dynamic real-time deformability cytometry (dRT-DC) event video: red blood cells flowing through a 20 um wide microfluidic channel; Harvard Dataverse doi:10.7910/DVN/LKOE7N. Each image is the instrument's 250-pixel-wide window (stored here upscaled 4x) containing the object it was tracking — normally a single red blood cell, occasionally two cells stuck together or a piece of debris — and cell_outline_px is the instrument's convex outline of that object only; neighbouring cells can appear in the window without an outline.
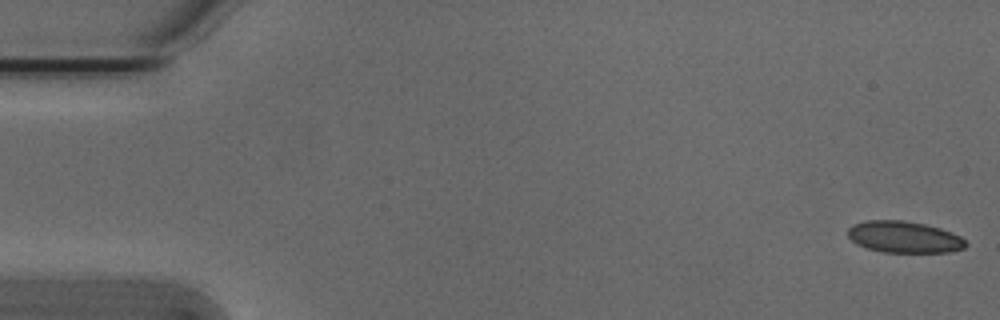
{"species": "Egyptian fruit bat (a non-hibernating species)", "species_latin": "Rousettus aegyptiacus", "temperature_condition": "cold", "stored_images_in_passage": 54, "camera_frame_rate_fps": 3000, "um_per_image_px": 0.085, "animal": {"sex": "male"}, "frame": {"image": 1, "passage_image": 1, "time_ms": 0.0, "image_size_px": [1000, 320], "cell_outline_px": [[968, 244], [964, 248], [948, 252], [884, 252], [868, 248], [856, 244], [848, 236], [848, 228], [852, 224], [864, 220], [904, 220], [924, 224], [940, 228], [952, 232], [960, 236]], "centroid_in_image_um": [76.83, 20.13], "position_along_channel_um": 8.2, "area_um2": 21.73}}
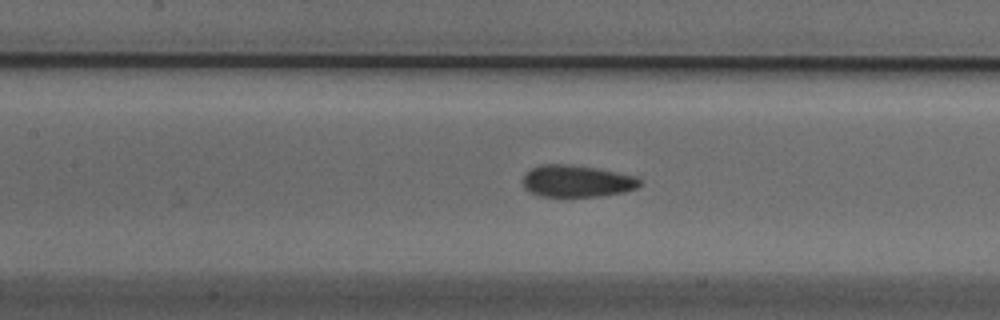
{"frame": {"image": 2, "passage_image": 24, "time_ms": 7.667, "image_size_px": [1000, 320], "cell_outline_px": [[640, 184], [636, 188], [624, 192], [600, 196], [540, 196], [528, 192], [524, 188], [524, 176], [532, 168], [540, 164], [564, 164], [596, 168], [636, 176], [640, 180]], "centroid_in_image_um": [49.02, 15.4], "position_along_channel_um": 158.4, "area_um2": 21.56}}
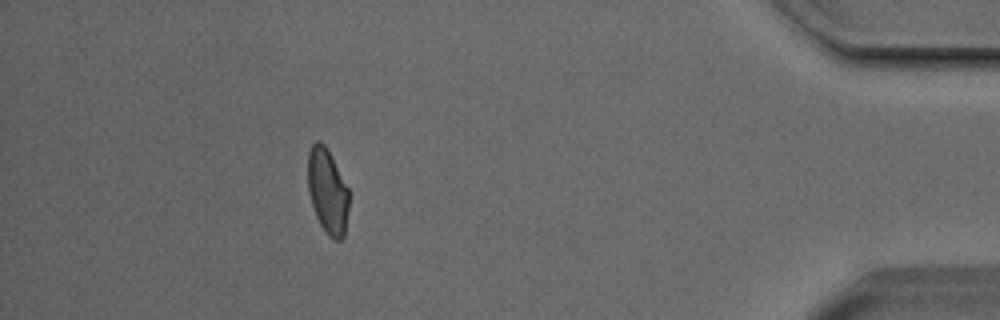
{"frame": {"image": 3, "passage_image": 48, "time_ms": 15.667, "image_size_px": [1000, 320], "cell_outline_px": [[348, 208], [344, 236], [340, 240], [332, 240], [328, 236], [320, 224], [316, 216], [308, 192], [308, 152], [312, 144], [316, 140], [320, 140], [328, 148], [348, 188]], "centroid_in_image_um": [27.83, 16.23], "position_along_channel_um": 407.4, "area_um2": 20.46}, "authors_computed_cell_mechanics": {"area_um2": 21.9929, "velocity_mm_per_s": 3.8099, "shape_relaxation_time_tau1_ms": 6.9712, "shape_relaxation_time_tau2_ms": 1.3555, "deformation_change_tau1": 0.13, "deformation_change_tau2": 0.0637}}